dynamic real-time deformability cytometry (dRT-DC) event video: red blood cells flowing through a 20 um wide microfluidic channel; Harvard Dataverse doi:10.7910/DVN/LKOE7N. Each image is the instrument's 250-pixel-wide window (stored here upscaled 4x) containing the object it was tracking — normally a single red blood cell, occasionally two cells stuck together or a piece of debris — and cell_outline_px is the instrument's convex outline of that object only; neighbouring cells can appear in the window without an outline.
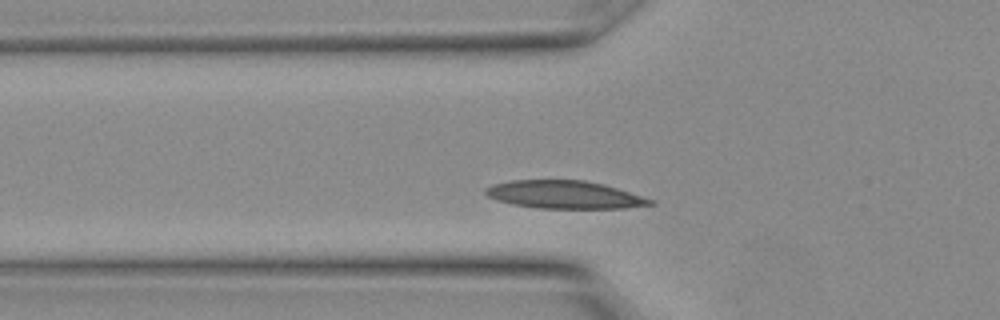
{"species": "Egyptian fruit bat (a non-hibernating species)", "species_latin": "Rousettus aegyptiacus", "temperature_condition": "warm", "stored_images_in_passage": 5, "camera_frame_rate_fps": 3000, "um_per_image_px": 0.085, "animal": {"sex": "female"}, "frame": {"image": 1, "passage_image": 4, "time_ms": 1.0, "image_size_px": [1000, 320], "cell_outline_px": [[656, 204], [624, 208], [540, 208], [512, 204], [496, 200], [488, 196], [484, 192], [484, 188], [492, 184], [512, 180], [584, 180], [604, 184], [656, 200]], "centroid_in_image_um": [47.99, 16.54], "position_along_channel_um": 77.8, "area_um2": 26.82}}